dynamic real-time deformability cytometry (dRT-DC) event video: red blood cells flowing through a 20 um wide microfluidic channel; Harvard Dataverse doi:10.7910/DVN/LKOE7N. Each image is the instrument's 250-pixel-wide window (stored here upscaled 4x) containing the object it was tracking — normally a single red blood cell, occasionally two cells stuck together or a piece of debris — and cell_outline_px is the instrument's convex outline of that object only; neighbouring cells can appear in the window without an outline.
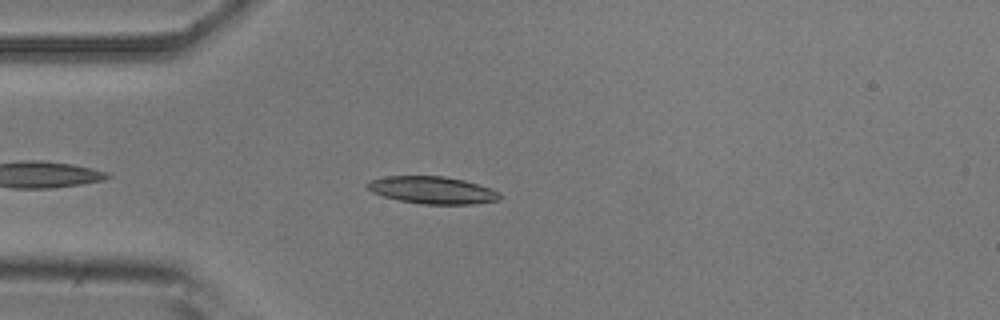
{"species": "common noctule bat (a hibernating species)", "species_latin": "Nyctalus noctula", "temperature_condition": "room temperature", "stored_images_in_passage": 41, "camera_frame_rate_fps": 3000, "um_per_image_px": 0.085, "animal": {"sex": "male", "body_mass_g": 20.5, "forearm_length_mm": 52.5}, "frame": {"image": 1, "passage_image": 6, "time_ms": 1.667, "image_size_px": [1000, 320], "cell_outline_px": [[504, 196], [500, 200], [476, 204], [420, 204], [400, 200], [384, 196], [372, 192], [364, 184], [368, 180], [384, 176], [444, 176], [464, 180], [492, 188], [500, 192]], "centroid_in_image_um": [36.79, 16.16], "position_along_channel_um": 48.2, "area_um2": 21.39}}
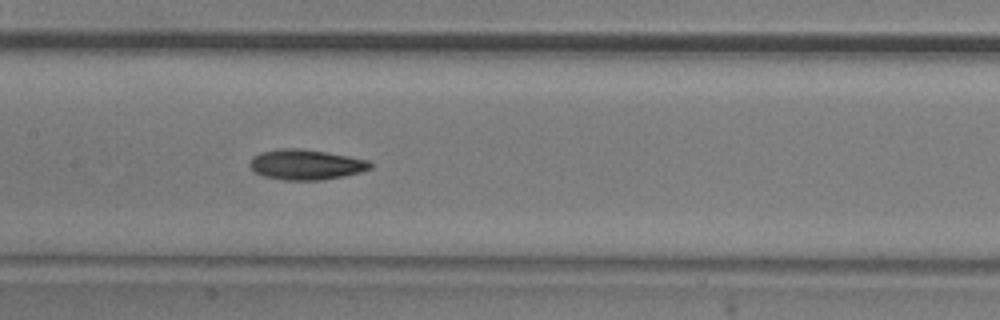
{"frame": {"image": 2, "passage_image": 17, "time_ms": 5.333, "image_size_px": [1000, 320], "cell_outline_px": [[372, 168], [360, 172], [344, 176], [320, 180], [284, 180], [264, 176], [256, 172], [248, 164], [252, 156], [260, 152], [276, 148], [300, 148], [348, 156], [368, 160], [372, 164]], "centroid_in_image_um": [25.98, 13.98], "position_along_channel_um": 181.4, "area_um2": 21.27}}
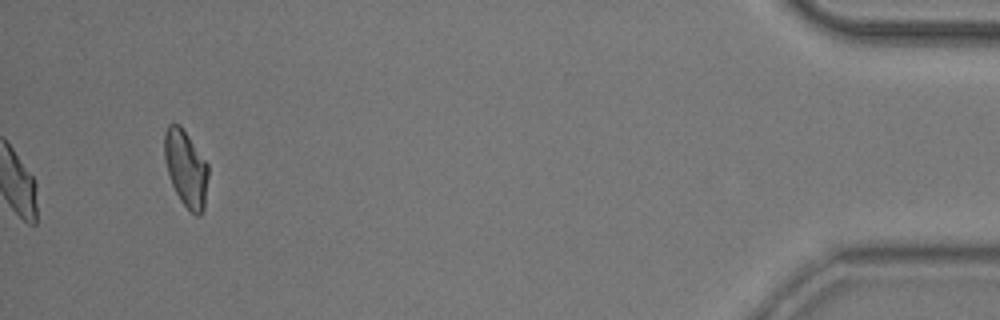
{"frame": {"image": 3, "passage_image": 41, "time_ms": 13.333, "image_size_px": [1000, 320], "cell_outline_px": [[208, 176], [204, 208], [200, 216], [196, 216], [180, 200], [172, 184], [164, 160], [164, 132], [168, 124], [180, 124], [208, 164]], "centroid_in_image_um": [15.8, 14.3], "position_along_channel_um": 419.4, "area_um2": 19.42}, "authors_computed_cell_mechanics": {"area_um2": 20.3456, "velocity_mm_per_s": 3.9377, "shape_relaxation_time_tau1_ms": 4.3551, "shape_relaxation_time_tau2_ms": 4.8436, "deformation_change_tau1": 0.1652, "deformation_change_tau2": 0.1266}}